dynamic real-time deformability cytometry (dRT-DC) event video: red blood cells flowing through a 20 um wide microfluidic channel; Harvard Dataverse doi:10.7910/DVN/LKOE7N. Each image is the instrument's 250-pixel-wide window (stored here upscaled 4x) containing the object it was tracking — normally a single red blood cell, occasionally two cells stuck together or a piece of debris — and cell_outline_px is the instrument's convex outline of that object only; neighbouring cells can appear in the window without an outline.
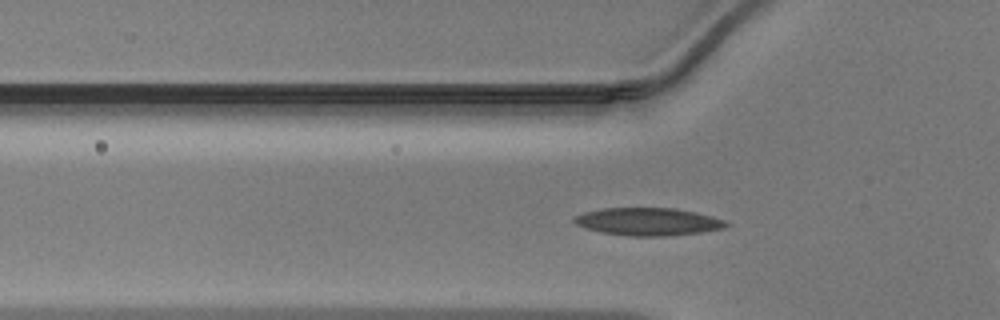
{"species": "Egyptian fruit bat (a non-hibernating species)", "species_latin": "Rousettus aegyptiacus", "temperature_condition": "warm", "stored_images_in_passage": 30, "camera_frame_rate_fps": 3000, "um_per_image_px": 0.085, "animal": {"sex": "male"}, "frame": {"image": 1, "passage_image": 3, "time_ms": 0.667, "image_size_px": [1000, 320], "cell_outline_px": [[732, 224], [724, 228], [700, 232], [668, 236], [628, 236], [600, 232], [576, 224], [572, 220], [576, 216], [584, 212], [604, 208], [676, 208], [696, 212], [712, 216], [724, 220]], "centroid_in_image_um": [55.12, 18.84], "position_along_channel_um": 70.7, "area_um2": 24.51}}
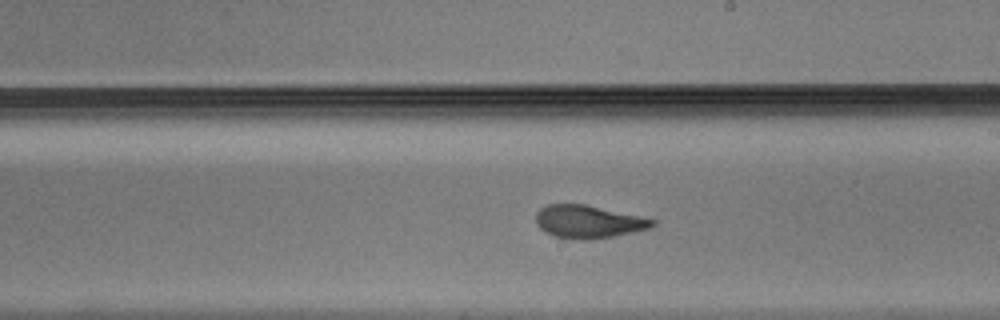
{"frame": {"image": 2, "passage_image": 15, "time_ms": 4.667, "image_size_px": [1000, 320], "cell_outline_px": [[656, 224], [652, 228], [612, 236], [588, 240], [556, 236], [540, 228], [536, 224], [536, 212], [540, 208], [548, 204], [584, 204], [656, 220]], "centroid_in_image_um": [50.01, 18.83], "position_along_channel_um": 239.0, "area_um2": 21.91}}
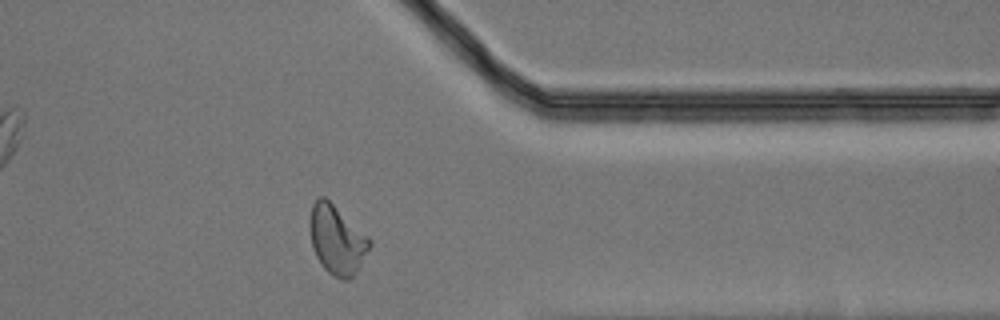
{"frame": {"image": 3, "passage_image": 26, "time_ms": 8.333, "image_size_px": [1000, 320], "cell_outline_px": [[372, 244], [356, 272], [348, 280], [344, 280], [332, 276], [320, 264], [312, 248], [308, 224], [308, 220], [312, 204], [320, 196], [324, 196], [368, 236], [372, 240]], "centroid_in_image_um": [28.61, 20.38], "position_along_channel_um": 382.8, "area_um2": 24.1}}